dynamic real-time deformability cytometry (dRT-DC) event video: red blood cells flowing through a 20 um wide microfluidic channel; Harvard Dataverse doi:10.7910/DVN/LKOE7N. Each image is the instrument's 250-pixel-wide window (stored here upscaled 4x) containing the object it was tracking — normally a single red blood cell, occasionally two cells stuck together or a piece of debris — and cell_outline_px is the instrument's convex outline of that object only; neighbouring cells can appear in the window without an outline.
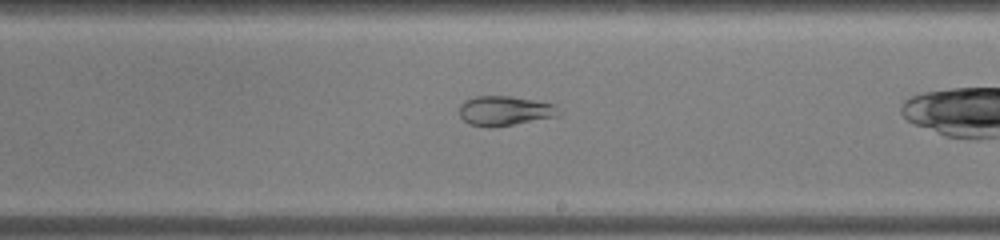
{"species": "common noctule bat (a hibernating species)", "species_latin": "Nyctalus noctula", "temperature_condition": "warm", "stored_images_in_passage": 25, "camera_frame_rate_fps": 3000, "um_per_image_px": 0.085, "animal": {"sex": "male", "body_mass_g": 19.0, "forearm_length_mm": 50.8}, "frame": {"image": 1, "passage_image": 15, "time_ms": 4.667, "image_size_px": [1000, 240], "cell_outline_px": [[560, 116], [492, 128], [488, 128], [468, 124], [460, 116], [460, 104], [464, 100], [476, 96], [512, 96], [556, 104], [560, 112]], "centroid_in_image_um": [42.91, 9.42], "position_along_channel_um": 246.1, "area_um2": 17.46}}